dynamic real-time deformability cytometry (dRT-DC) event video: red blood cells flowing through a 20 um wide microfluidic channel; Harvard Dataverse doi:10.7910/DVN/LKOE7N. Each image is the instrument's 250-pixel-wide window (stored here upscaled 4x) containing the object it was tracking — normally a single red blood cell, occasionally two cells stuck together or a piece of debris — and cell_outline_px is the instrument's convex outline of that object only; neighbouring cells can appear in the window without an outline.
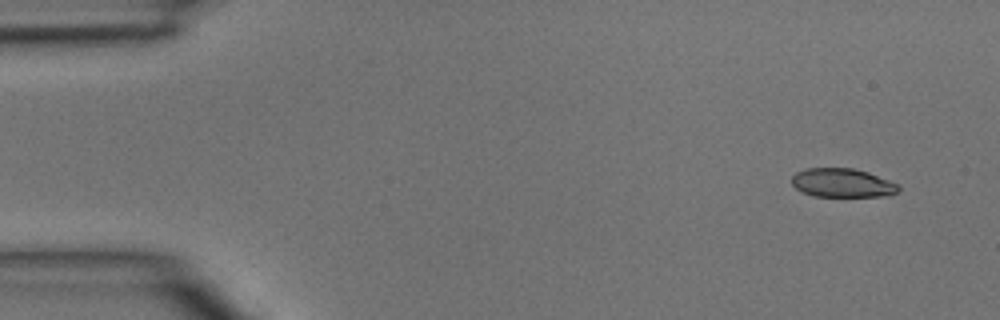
{"species": "common noctule bat (a hibernating species)", "species_latin": "Nyctalus noctula", "temperature_condition": "room temperature", "stored_images_in_passage": 5, "camera_frame_rate_fps": 3000, "um_per_image_px": 0.085, "animal": {"sex": "male", "body_mass_g": 15.6}, "frame": {"image": 1, "passage_image": 1, "time_ms": 0.0, "image_size_px": [1000, 320], "cell_outline_px": [[900, 188], [896, 192], [888, 196], [812, 196], [796, 188], [792, 184], [792, 176], [796, 172], [804, 168], [852, 168], [868, 172], [900, 184]], "centroid_in_image_um": [71.61, 15.54], "position_along_channel_um": 13.4, "area_um2": 17.98}}
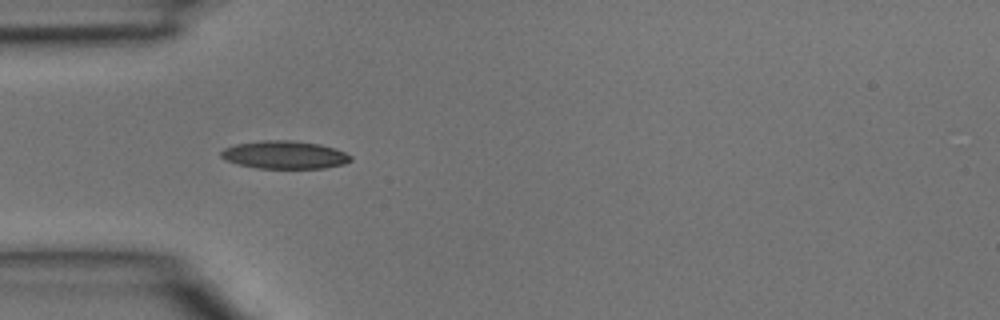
{"frame": {"image": 2, "passage_image": 4, "time_ms": 1.0, "image_size_px": [1000, 320], "cell_outline_px": [[352, 160], [344, 164], [324, 168], [256, 168], [224, 160], [220, 156], [220, 152], [224, 148], [236, 144], [264, 140], [288, 140], [320, 144], [336, 148], [352, 156]], "centroid_in_image_um": [24.2, 13.16], "position_along_channel_um": 60.8, "area_um2": 21.1}}